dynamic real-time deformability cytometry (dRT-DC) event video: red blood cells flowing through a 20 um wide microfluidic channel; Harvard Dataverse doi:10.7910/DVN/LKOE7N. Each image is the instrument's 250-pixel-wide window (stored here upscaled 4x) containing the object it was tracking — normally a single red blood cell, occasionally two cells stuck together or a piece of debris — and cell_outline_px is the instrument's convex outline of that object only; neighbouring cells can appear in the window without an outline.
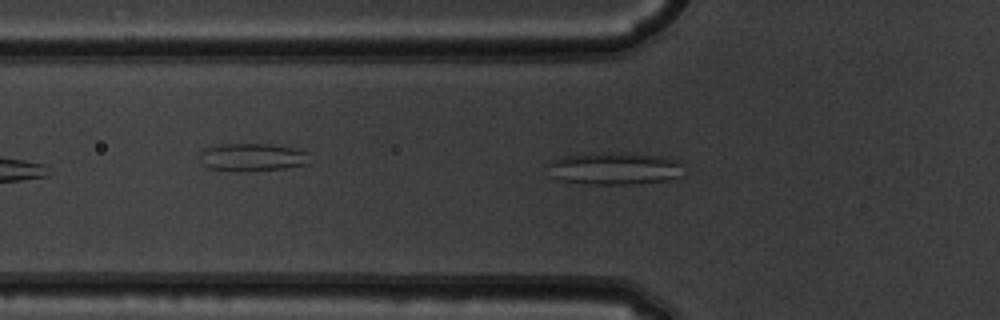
{"species": "common noctule bat (a hibernating species)", "species_latin": "Nyctalus noctula", "temperature_condition": "warm", "stored_images_in_passage": 34, "camera_frame_rate_fps": 3000, "um_per_image_px": 0.085, "animal": {"sex": "male", "body_mass_g": 19.5, "forearm_length_mm": 54.6}, "frame": {"image": 1, "passage_image": 4, "time_ms": 1.0, "image_size_px": [1000, 320], "cell_outline_px": [[684, 176], [668, 180], [632, 184], [588, 184], [564, 180], [556, 176], [548, 164], [552, 160], [564, 156], [592, 152], [628, 152], [660, 156], [680, 160]], "centroid_in_image_um": [52.35, 14.29], "position_along_channel_um": 73.4, "area_um2": 25.72}}
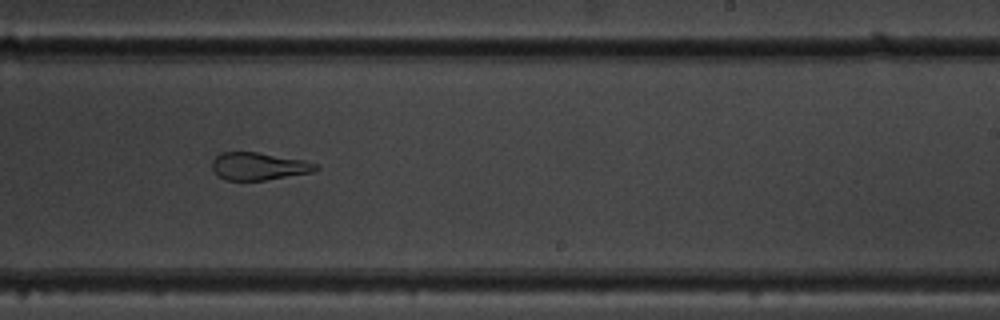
{"frame": {"image": 2, "passage_image": 19, "time_ms": 6.0, "image_size_px": [1000, 320], "cell_outline_px": [[320, 168], [312, 172], [264, 180], [224, 180], [212, 168], [212, 160], [220, 152], [256, 152], [304, 160], [320, 164]], "centroid_in_image_um": [22.01, 14.12], "position_along_channel_um": 267.0, "area_um2": 16.59}}
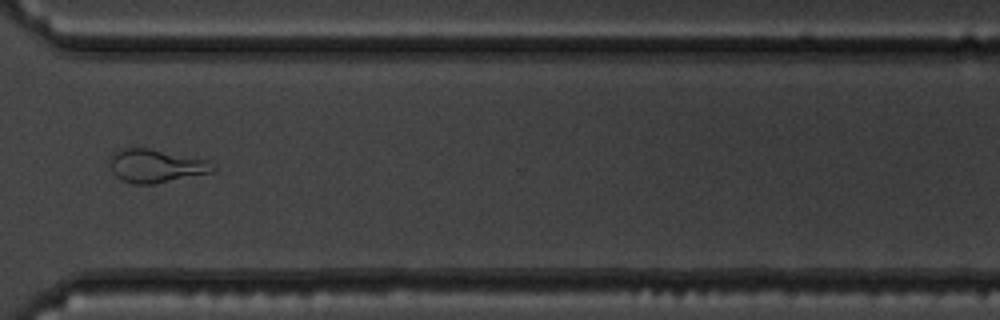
{"frame": {"image": 3, "passage_image": 26, "time_ms": 8.333, "image_size_px": [1000, 320], "cell_outline_px": [[216, 172], [152, 184], [132, 184], [120, 180], [112, 172], [108, 164], [112, 156], [116, 152], [124, 148], [148, 148], [208, 160], [216, 168]], "centroid_in_image_um": [13.26, 14.12], "position_along_channel_um": 357.3, "area_um2": 20.06}, "authors_computed_cell_mechanics": {"area_um2": 18.785, "velocity_mm_per_s": 3.8595, "shape_relaxation_time_tau1_ms": null, "shape_relaxation_time_tau2_ms": 1.0518, "deformation_change_tau1": null, "deformation_change_tau2": 0.0833}}